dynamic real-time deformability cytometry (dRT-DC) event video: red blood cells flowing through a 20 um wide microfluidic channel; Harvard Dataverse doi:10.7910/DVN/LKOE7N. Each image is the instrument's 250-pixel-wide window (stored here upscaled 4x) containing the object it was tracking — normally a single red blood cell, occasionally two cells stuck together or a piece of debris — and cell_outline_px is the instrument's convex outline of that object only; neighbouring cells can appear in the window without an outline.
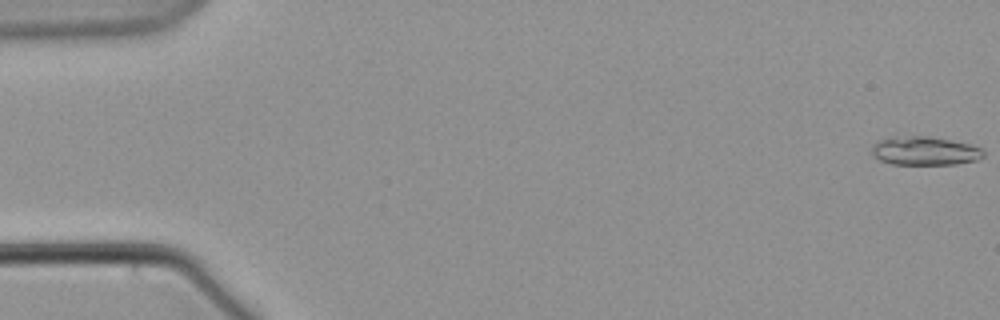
{"species": "common noctule bat (a hibernating species)", "species_latin": "Nyctalus noctula", "temperature_condition": "warm", "stored_images_in_passage": 53, "camera_frame_rate_fps": 3000, "um_per_image_px": 0.085, "animal": {"sex": "male", "body_mass_g": 21.5, "forearm_length_mm": 52.0}, "frame": {"image": 1, "passage_image": 1, "time_ms": 0.0, "image_size_px": [1000, 320], "cell_outline_px": [[984, 156], [976, 160], [956, 164], [892, 164], [880, 160], [872, 156], [872, 144], [876, 140], [888, 136], [924, 136], [948, 140], [968, 144], [980, 148], [984, 152]], "centroid_in_image_um": [78.52, 12.82], "position_along_channel_um": 6.5, "area_um2": 18.67}}
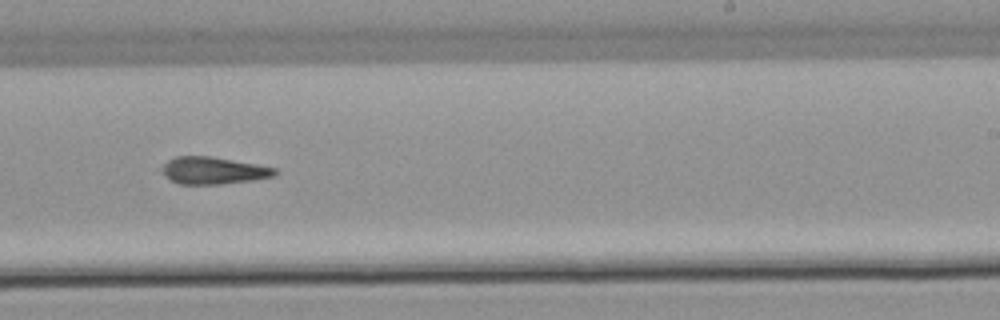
{"frame": {"image": 2, "passage_image": 37, "time_ms": 12.0, "image_size_px": [1000, 320], "cell_outline_px": [[280, 172], [276, 176], [252, 180], [220, 184], [180, 184], [164, 176], [160, 168], [168, 160], [176, 156], [208, 156], [256, 164], [276, 168]], "centroid_in_image_um": [18.14, 14.5], "position_along_channel_um": 270.9, "area_um2": 17.86}}
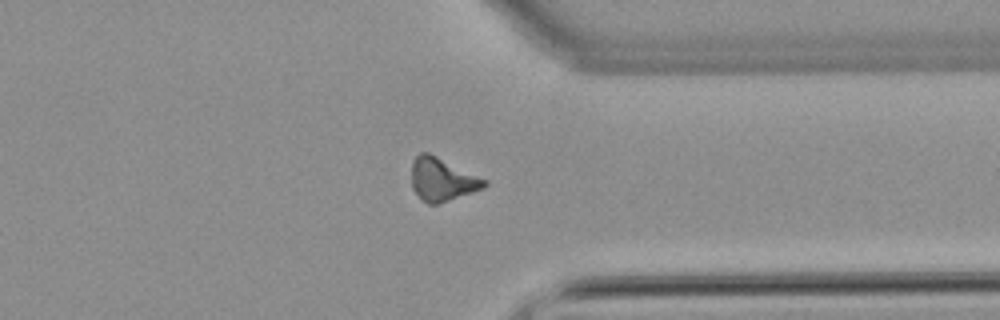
{"frame": {"image": 3, "passage_image": 46, "time_ms": 15.0, "image_size_px": [1000, 320], "cell_outline_px": [[488, 184], [484, 188], [436, 204], [428, 204], [412, 188], [412, 160], [420, 152], [428, 152], [488, 180]], "centroid_in_image_um": [37.59, 15.23], "position_along_channel_um": 373.8, "area_um2": 18.03}}